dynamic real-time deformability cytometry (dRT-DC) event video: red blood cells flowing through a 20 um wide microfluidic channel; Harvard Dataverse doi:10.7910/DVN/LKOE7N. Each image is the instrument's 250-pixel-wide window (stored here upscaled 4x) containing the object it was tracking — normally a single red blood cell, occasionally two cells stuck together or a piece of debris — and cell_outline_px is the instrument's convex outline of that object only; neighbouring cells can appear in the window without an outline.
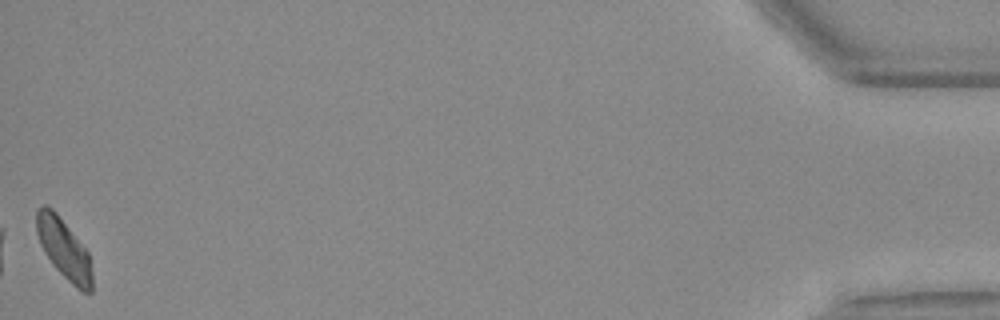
{"species": "Egyptian fruit bat (a non-hibernating species)", "species_latin": "Rousettus aegyptiacus", "temperature_condition": "warm", "stored_images_in_passage": 46, "camera_frame_rate_fps": 3000, "um_per_image_px": 0.085, "animal": {"sex": "female"}, "frame": {"image": 1, "passage_image": 46, "time_ms": 15.0, "image_size_px": [1000, 320], "cell_outline_px": [[92, 292], [84, 292], [76, 288], [56, 268], [40, 244], [36, 232], [36, 212], [44, 204], [52, 208], [56, 212], [88, 252], [92, 272]], "centroid_in_image_um": [5.44, 21.15], "position_along_channel_um": 429.8, "area_um2": 19.07}, "authors_computed_cell_mechanics": {"area_um2": 19.7387, "velocity_mm_per_s": 3.7261, "shape_relaxation_time_tau1_ms": 3.3248, "shape_relaxation_time_tau2_ms": 3.2044, "deformation_change_tau1": 0.1309, "deformation_change_tau2": 0.0895}}